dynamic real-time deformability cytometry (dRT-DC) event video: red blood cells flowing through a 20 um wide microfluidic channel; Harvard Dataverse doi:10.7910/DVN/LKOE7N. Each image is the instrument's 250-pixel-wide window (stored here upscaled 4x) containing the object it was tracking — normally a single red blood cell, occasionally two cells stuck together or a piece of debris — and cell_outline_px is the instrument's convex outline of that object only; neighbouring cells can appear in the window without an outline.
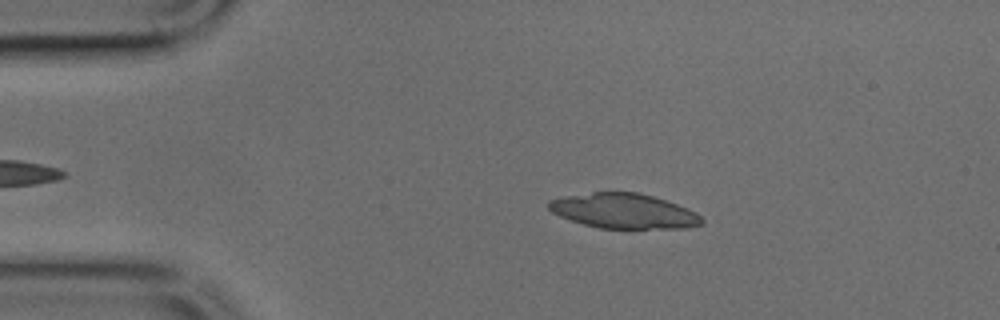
{"species": "common noctule bat (a hibernating species)", "species_latin": "Nyctalus noctula", "temperature_condition": "cold", "stored_images_in_passage": 41, "camera_frame_rate_fps": 3000, "um_per_image_px": 0.085, "animal": {"sex": "male", "body_mass_g": 17.9, "forearm_length_mm": 54.2}, "frame": {"image": 1, "passage_image": 8, "time_ms": 2.333, "image_size_px": [1000, 320], "cell_outline_px": [[704, 224], [688, 228], [600, 228], [584, 224], [560, 216], [552, 212], [548, 208], [548, 200], [564, 196], [592, 192], [640, 192], [688, 208], [696, 212], [704, 220]], "centroid_in_image_um": [53.04, 17.93], "position_along_channel_um": 32.0, "area_um2": 31.1}}